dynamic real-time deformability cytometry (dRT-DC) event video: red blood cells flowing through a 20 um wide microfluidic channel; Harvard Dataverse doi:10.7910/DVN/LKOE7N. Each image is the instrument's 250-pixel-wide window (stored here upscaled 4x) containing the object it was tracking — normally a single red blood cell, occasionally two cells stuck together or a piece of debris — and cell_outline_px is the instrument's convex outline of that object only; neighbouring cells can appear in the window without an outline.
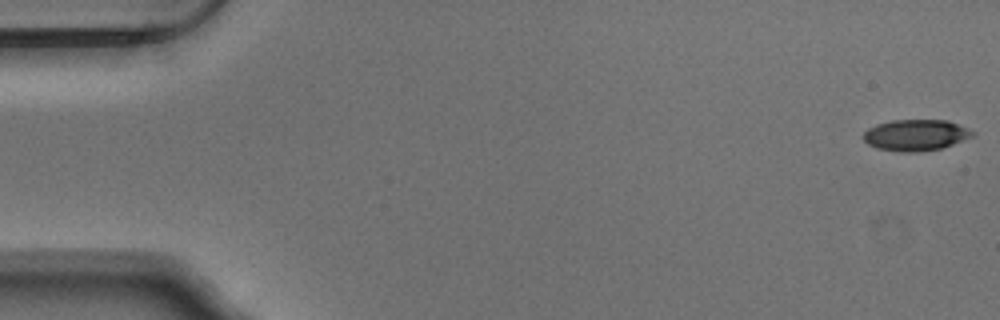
{"species": "Egyptian fruit bat (a non-hibernating species)", "species_latin": "Rousettus aegyptiacus", "temperature_condition": "warm", "stored_images_in_passage": 51, "camera_frame_rate_fps": 3000, "um_per_image_px": 0.085, "animal": {"sex": "male"}, "frame": {"image": 1, "passage_image": 1, "time_ms": 0.0, "image_size_px": [1000, 320], "cell_outline_px": [[976, 132], [972, 136], [952, 144], [940, 148], [920, 152], [900, 152], [876, 148], [868, 144], [864, 140], [864, 132], [868, 128], [876, 124], [892, 120], [948, 120], [968, 128]], "centroid_in_image_um": [77.82, 11.48], "position_along_channel_um": 7.2, "area_um2": 19.83}}
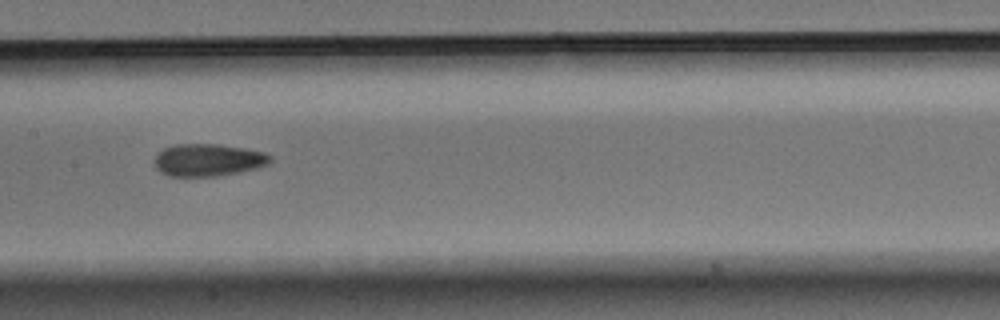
{"frame": {"image": 2, "passage_image": 27, "time_ms": 8.667, "image_size_px": [1000, 320], "cell_outline_px": [[272, 160], [268, 164], [256, 168], [240, 172], [220, 176], [168, 176], [160, 172], [156, 168], [156, 156], [164, 148], [176, 144], [216, 144], [244, 148], [264, 152], [272, 156]], "centroid_in_image_um": [17.72, 13.6], "position_along_channel_um": 189.7, "area_um2": 21.79}}
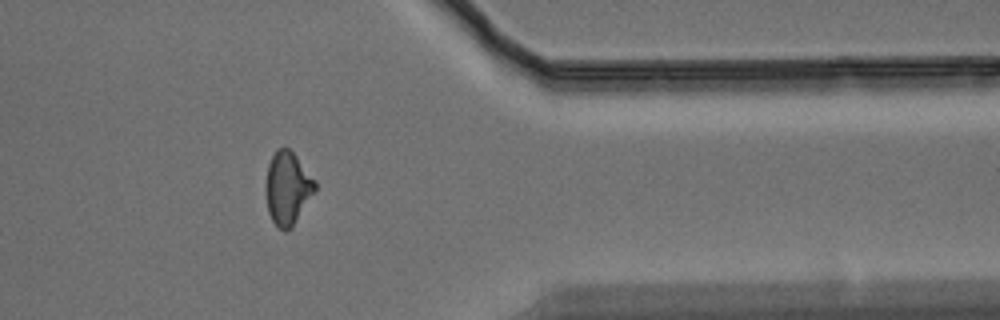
{"frame": {"image": 3, "passage_image": 44, "time_ms": 14.333, "image_size_px": [1000, 320], "cell_outline_px": [[316, 192], [292, 228], [284, 232], [276, 228], [268, 212], [264, 188], [268, 164], [276, 148], [288, 148], [296, 156], [316, 180]], "centroid_in_image_um": [24.44, 16.04], "position_along_channel_um": 387.0, "area_um2": 21.5}}